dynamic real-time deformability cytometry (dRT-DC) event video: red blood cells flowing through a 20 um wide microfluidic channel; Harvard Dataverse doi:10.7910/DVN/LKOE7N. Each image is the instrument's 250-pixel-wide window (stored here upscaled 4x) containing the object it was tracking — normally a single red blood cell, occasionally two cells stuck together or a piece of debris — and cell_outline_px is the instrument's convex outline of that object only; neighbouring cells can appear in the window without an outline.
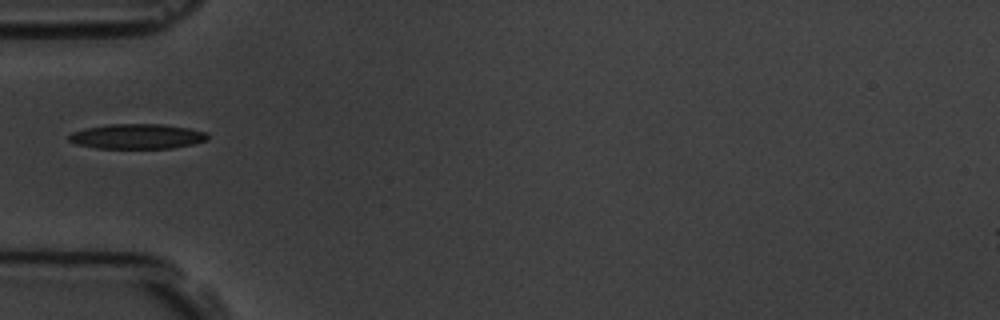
{"species": "common noctule bat (a hibernating species)", "species_latin": "Nyctalus noctula", "temperature_condition": "room temperature", "stored_images_in_passage": 1, "camera_frame_rate_fps": 3000, "um_per_image_px": 0.085, "animal": {"sex": "male", "body_mass_g": 19.5, "forearm_length_mm": 54.6}, "frame": {"image": 1, "passage_image": 1, "time_ms": 0.0, "image_size_px": [1000, 320], "cell_outline_px": [[208, 140], [192, 144], [172, 148], [96, 148], [76, 144], [68, 140], [68, 136], [72, 132], [84, 128], [108, 124], [164, 124], [188, 128], [208, 132]], "centroid_in_image_um": [11.65, 11.59], "position_along_channel_um": 73.3, "area_um2": 20.29}}